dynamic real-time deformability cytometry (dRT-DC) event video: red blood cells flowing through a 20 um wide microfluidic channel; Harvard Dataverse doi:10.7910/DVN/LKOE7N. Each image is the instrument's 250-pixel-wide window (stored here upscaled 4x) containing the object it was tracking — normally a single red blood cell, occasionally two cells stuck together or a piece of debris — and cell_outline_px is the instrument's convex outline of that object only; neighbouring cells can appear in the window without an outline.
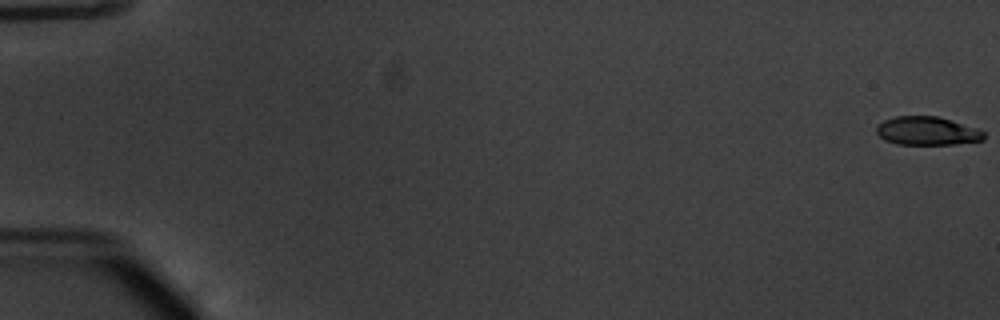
{"species": "common noctule bat (a hibernating species)", "species_latin": "Nyctalus noctula", "temperature_condition": "warm", "stored_images_in_passage": 12, "camera_frame_rate_fps": 3000, "um_per_image_px": 0.085, "animal": {"sex": "male", "body_mass_g": 20.1, "forearm_length_mm": 53.5}, "frame": {"image": 1, "passage_image": 1, "time_ms": 0.0, "image_size_px": [1000, 320], "cell_outline_px": [[984, 140], [956, 144], [896, 144], [884, 140], [876, 132], [876, 128], [884, 120], [896, 116], [936, 116], [976, 128], [984, 132]], "centroid_in_image_um": [78.79, 11.14], "position_along_channel_um": 6.2, "area_um2": 17.63}}